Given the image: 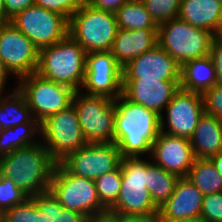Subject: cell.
Returning <instances> with one entry per match:
<instances>
[{"instance_id": "cell-1", "label": "cell", "mask_w": 222, "mask_h": 222, "mask_svg": "<svg viewBox=\"0 0 222 222\" xmlns=\"http://www.w3.org/2000/svg\"><path fill=\"white\" fill-rule=\"evenodd\" d=\"M115 102L114 143L121 158L150 157L160 133V116L120 95Z\"/></svg>"}, {"instance_id": "cell-2", "label": "cell", "mask_w": 222, "mask_h": 222, "mask_svg": "<svg viewBox=\"0 0 222 222\" xmlns=\"http://www.w3.org/2000/svg\"><path fill=\"white\" fill-rule=\"evenodd\" d=\"M55 165L56 162L39 141L1 156L0 174L12 179L24 194L32 197L50 189Z\"/></svg>"}, {"instance_id": "cell-3", "label": "cell", "mask_w": 222, "mask_h": 222, "mask_svg": "<svg viewBox=\"0 0 222 222\" xmlns=\"http://www.w3.org/2000/svg\"><path fill=\"white\" fill-rule=\"evenodd\" d=\"M86 52L69 34L39 50L37 73L54 82L80 90L85 77Z\"/></svg>"}, {"instance_id": "cell-4", "label": "cell", "mask_w": 222, "mask_h": 222, "mask_svg": "<svg viewBox=\"0 0 222 222\" xmlns=\"http://www.w3.org/2000/svg\"><path fill=\"white\" fill-rule=\"evenodd\" d=\"M63 208L82 214L87 220L108 214L99 200L95 180L75 176L56 163L50 189Z\"/></svg>"}, {"instance_id": "cell-5", "label": "cell", "mask_w": 222, "mask_h": 222, "mask_svg": "<svg viewBox=\"0 0 222 222\" xmlns=\"http://www.w3.org/2000/svg\"><path fill=\"white\" fill-rule=\"evenodd\" d=\"M117 30L115 13L94 8L87 1L69 19L68 34L86 53L111 51Z\"/></svg>"}, {"instance_id": "cell-6", "label": "cell", "mask_w": 222, "mask_h": 222, "mask_svg": "<svg viewBox=\"0 0 222 222\" xmlns=\"http://www.w3.org/2000/svg\"><path fill=\"white\" fill-rule=\"evenodd\" d=\"M158 45L164 49L179 65L209 55L215 35L174 18L158 25Z\"/></svg>"}, {"instance_id": "cell-7", "label": "cell", "mask_w": 222, "mask_h": 222, "mask_svg": "<svg viewBox=\"0 0 222 222\" xmlns=\"http://www.w3.org/2000/svg\"><path fill=\"white\" fill-rule=\"evenodd\" d=\"M147 158H122L119 197L108 214L139 215L159 212L147 190Z\"/></svg>"}, {"instance_id": "cell-8", "label": "cell", "mask_w": 222, "mask_h": 222, "mask_svg": "<svg viewBox=\"0 0 222 222\" xmlns=\"http://www.w3.org/2000/svg\"><path fill=\"white\" fill-rule=\"evenodd\" d=\"M17 89L39 123L71 106L76 91L67 85L46 79L37 72L18 79Z\"/></svg>"}, {"instance_id": "cell-9", "label": "cell", "mask_w": 222, "mask_h": 222, "mask_svg": "<svg viewBox=\"0 0 222 222\" xmlns=\"http://www.w3.org/2000/svg\"><path fill=\"white\" fill-rule=\"evenodd\" d=\"M73 104L87 143L114 142L116 109L113 99L77 90Z\"/></svg>"}, {"instance_id": "cell-10", "label": "cell", "mask_w": 222, "mask_h": 222, "mask_svg": "<svg viewBox=\"0 0 222 222\" xmlns=\"http://www.w3.org/2000/svg\"><path fill=\"white\" fill-rule=\"evenodd\" d=\"M40 137L56 163L87 144L74 104L44 119L40 123Z\"/></svg>"}, {"instance_id": "cell-11", "label": "cell", "mask_w": 222, "mask_h": 222, "mask_svg": "<svg viewBox=\"0 0 222 222\" xmlns=\"http://www.w3.org/2000/svg\"><path fill=\"white\" fill-rule=\"evenodd\" d=\"M18 30L40 50L61 41L68 35L69 21L62 15L33 5L10 19Z\"/></svg>"}, {"instance_id": "cell-12", "label": "cell", "mask_w": 222, "mask_h": 222, "mask_svg": "<svg viewBox=\"0 0 222 222\" xmlns=\"http://www.w3.org/2000/svg\"><path fill=\"white\" fill-rule=\"evenodd\" d=\"M0 58L18 80L37 71L39 49L12 23H0Z\"/></svg>"}, {"instance_id": "cell-13", "label": "cell", "mask_w": 222, "mask_h": 222, "mask_svg": "<svg viewBox=\"0 0 222 222\" xmlns=\"http://www.w3.org/2000/svg\"><path fill=\"white\" fill-rule=\"evenodd\" d=\"M122 70L111 51L86 53L85 77L80 90L114 100L122 95Z\"/></svg>"}, {"instance_id": "cell-14", "label": "cell", "mask_w": 222, "mask_h": 222, "mask_svg": "<svg viewBox=\"0 0 222 222\" xmlns=\"http://www.w3.org/2000/svg\"><path fill=\"white\" fill-rule=\"evenodd\" d=\"M203 113L202 94L180 88L160 116V131L190 139Z\"/></svg>"}, {"instance_id": "cell-15", "label": "cell", "mask_w": 222, "mask_h": 222, "mask_svg": "<svg viewBox=\"0 0 222 222\" xmlns=\"http://www.w3.org/2000/svg\"><path fill=\"white\" fill-rule=\"evenodd\" d=\"M116 143H87L60 163L73 175L96 180L115 170L121 162Z\"/></svg>"}, {"instance_id": "cell-16", "label": "cell", "mask_w": 222, "mask_h": 222, "mask_svg": "<svg viewBox=\"0 0 222 222\" xmlns=\"http://www.w3.org/2000/svg\"><path fill=\"white\" fill-rule=\"evenodd\" d=\"M180 71L179 63L157 44L123 67L122 80L180 81Z\"/></svg>"}, {"instance_id": "cell-17", "label": "cell", "mask_w": 222, "mask_h": 222, "mask_svg": "<svg viewBox=\"0 0 222 222\" xmlns=\"http://www.w3.org/2000/svg\"><path fill=\"white\" fill-rule=\"evenodd\" d=\"M151 160L179 178L187 177L195 156L190 139L172 136L160 131L152 144Z\"/></svg>"}, {"instance_id": "cell-18", "label": "cell", "mask_w": 222, "mask_h": 222, "mask_svg": "<svg viewBox=\"0 0 222 222\" xmlns=\"http://www.w3.org/2000/svg\"><path fill=\"white\" fill-rule=\"evenodd\" d=\"M180 89V81L156 79L122 80V95L131 102L141 104L159 116Z\"/></svg>"}, {"instance_id": "cell-19", "label": "cell", "mask_w": 222, "mask_h": 222, "mask_svg": "<svg viewBox=\"0 0 222 222\" xmlns=\"http://www.w3.org/2000/svg\"><path fill=\"white\" fill-rule=\"evenodd\" d=\"M203 194L187 178H179L174 193L159 208L163 222H178L199 217L202 210Z\"/></svg>"}, {"instance_id": "cell-20", "label": "cell", "mask_w": 222, "mask_h": 222, "mask_svg": "<svg viewBox=\"0 0 222 222\" xmlns=\"http://www.w3.org/2000/svg\"><path fill=\"white\" fill-rule=\"evenodd\" d=\"M158 29L127 30L118 28L111 49L117 63L123 68L131 60L158 44Z\"/></svg>"}, {"instance_id": "cell-21", "label": "cell", "mask_w": 222, "mask_h": 222, "mask_svg": "<svg viewBox=\"0 0 222 222\" xmlns=\"http://www.w3.org/2000/svg\"><path fill=\"white\" fill-rule=\"evenodd\" d=\"M178 18L219 36L222 30L220 0H181Z\"/></svg>"}, {"instance_id": "cell-22", "label": "cell", "mask_w": 222, "mask_h": 222, "mask_svg": "<svg viewBox=\"0 0 222 222\" xmlns=\"http://www.w3.org/2000/svg\"><path fill=\"white\" fill-rule=\"evenodd\" d=\"M195 158L210 159L222 150V122L204 112L190 138Z\"/></svg>"}, {"instance_id": "cell-23", "label": "cell", "mask_w": 222, "mask_h": 222, "mask_svg": "<svg viewBox=\"0 0 222 222\" xmlns=\"http://www.w3.org/2000/svg\"><path fill=\"white\" fill-rule=\"evenodd\" d=\"M217 84L213 62L209 55L181 65L180 88L203 94Z\"/></svg>"}, {"instance_id": "cell-24", "label": "cell", "mask_w": 222, "mask_h": 222, "mask_svg": "<svg viewBox=\"0 0 222 222\" xmlns=\"http://www.w3.org/2000/svg\"><path fill=\"white\" fill-rule=\"evenodd\" d=\"M14 86L9 93L0 94V125L2 128H12L24 123H39L33 117L24 96L18 91L17 81Z\"/></svg>"}, {"instance_id": "cell-25", "label": "cell", "mask_w": 222, "mask_h": 222, "mask_svg": "<svg viewBox=\"0 0 222 222\" xmlns=\"http://www.w3.org/2000/svg\"><path fill=\"white\" fill-rule=\"evenodd\" d=\"M147 158V190L154 204L160 208L174 193L179 177L169 173Z\"/></svg>"}, {"instance_id": "cell-26", "label": "cell", "mask_w": 222, "mask_h": 222, "mask_svg": "<svg viewBox=\"0 0 222 222\" xmlns=\"http://www.w3.org/2000/svg\"><path fill=\"white\" fill-rule=\"evenodd\" d=\"M115 18L120 29H158L142 0H128L115 12Z\"/></svg>"}, {"instance_id": "cell-27", "label": "cell", "mask_w": 222, "mask_h": 222, "mask_svg": "<svg viewBox=\"0 0 222 222\" xmlns=\"http://www.w3.org/2000/svg\"><path fill=\"white\" fill-rule=\"evenodd\" d=\"M38 137H40V123H24L3 129L0 135V157L16 149L38 143L40 140Z\"/></svg>"}, {"instance_id": "cell-28", "label": "cell", "mask_w": 222, "mask_h": 222, "mask_svg": "<svg viewBox=\"0 0 222 222\" xmlns=\"http://www.w3.org/2000/svg\"><path fill=\"white\" fill-rule=\"evenodd\" d=\"M187 178L203 195L222 192V176L210 159L195 158Z\"/></svg>"}, {"instance_id": "cell-29", "label": "cell", "mask_w": 222, "mask_h": 222, "mask_svg": "<svg viewBox=\"0 0 222 222\" xmlns=\"http://www.w3.org/2000/svg\"><path fill=\"white\" fill-rule=\"evenodd\" d=\"M37 205L45 222H86L87 219L80 213L63 208L53 193L46 192L30 197Z\"/></svg>"}, {"instance_id": "cell-30", "label": "cell", "mask_w": 222, "mask_h": 222, "mask_svg": "<svg viewBox=\"0 0 222 222\" xmlns=\"http://www.w3.org/2000/svg\"><path fill=\"white\" fill-rule=\"evenodd\" d=\"M121 181V165H119L115 170L108 172L95 180L99 200L107 210L116 203L119 197Z\"/></svg>"}, {"instance_id": "cell-31", "label": "cell", "mask_w": 222, "mask_h": 222, "mask_svg": "<svg viewBox=\"0 0 222 222\" xmlns=\"http://www.w3.org/2000/svg\"><path fill=\"white\" fill-rule=\"evenodd\" d=\"M0 222H45L35 202L28 197L23 203L5 211Z\"/></svg>"}, {"instance_id": "cell-32", "label": "cell", "mask_w": 222, "mask_h": 222, "mask_svg": "<svg viewBox=\"0 0 222 222\" xmlns=\"http://www.w3.org/2000/svg\"><path fill=\"white\" fill-rule=\"evenodd\" d=\"M157 25L178 17L181 0H142Z\"/></svg>"}, {"instance_id": "cell-33", "label": "cell", "mask_w": 222, "mask_h": 222, "mask_svg": "<svg viewBox=\"0 0 222 222\" xmlns=\"http://www.w3.org/2000/svg\"><path fill=\"white\" fill-rule=\"evenodd\" d=\"M27 198L28 196L13 183L12 179L0 174V216Z\"/></svg>"}, {"instance_id": "cell-34", "label": "cell", "mask_w": 222, "mask_h": 222, "mask_svg": "<svg viewBox=\"0 0 222 222\" xmlns=\"http://www.w3.org/2000/svg\"><path fill=\"white\" fill-rule=\"evenodd\" d=\"M35 5L64 16L68 21L86 0H34Z\"/></svg>"}, {"instance_id": "cell-35", "label": "cell", "mask_w": 222, "mask_h": 222, "mask_svg": "<svg viewBox=\"0 0 222 222\" xmlns=\"http://www.w3.org/2000/svg\"><path fill=\"white\" fill-rule=\"evenodd\" d=\"M200 216L206 222H222V192L203 195Z\"/></svg>"}, {"instance_id": "cell-36", "label": "cell", "mask_w": 222, "mask_h": 222, "mask_svg": "<svg viewBox=\"0 0 222 222\" xmlns=\"http://www.w3.org/2000/svg\"><path fill=\"white\" fill-rule=\"evenodd\" d=\"M204 112L222 122V85L215 84L203 94Z\"/></svg>"}, {"instance_id": "cell-37", "label": "cell", "mask_w": 222, "mask_h": 222, "mask_svg": "<svg viewBox=\"0 0 222 222\" xmlns=\"http://www.w3.org/2000/svg\"><path fill=\"white\" fill-rule=\"evenodd\" d=\"M209 56L213 62L217 84L222 85V38L215 36L212 40Z\"/></svg>"}, {"instance_id": "cell-38", "label": "cell", "mask_w": 222, "mask_h": 222, "mask_svg": "<svg viewBox=\"0 0 222 222\" xmlns=\"http://www.w3.org/2000/svg\"><path fill=\"white\" fill-rule=\"evenodd\" d=\"M35 5L34 0H4L5 23L10 22L17 13Z\"/></svg>"}, {"instance_id": "cell-39", "label": "cell", "mask_w": 222, "mask_h": 222, "mask_svg": "<svg viewBox=\"0 0 222 222\" xmlns=\"http://www.w3.org/2000/svg\"><path fill=\"white\" fill-rule=\"evenodd\" d=\"M115 222H163L159 212L139 215H117L110 214Z\"/></svg>"}, {"instance_id": "cell-40", "label": "cell", "mask_w": 222, "mask_h": 222, "mask_svg": "<svg viewBox=\"0 0 222 222\" xmlns=\"http://www.w3.org/2000/svg\"><path fill=\"white\" fill-rule=\"evenodd\" d=\"M94 8L115 13L128 0H86Z\"/></svg>"}, {"instance_id": "cell-41", "label": "cell", "mask_w": 222, "mask_h": 222, "mask_svg": "<svg viewBox=\"0 0 222 222\" xmlns=\"http://www.w3.org/2000/svg\"><path fill=\"white\" fill-rule=\"evenodd\" d=\"M9 76L12 77L13 75L0 58V94L6 90V85L8 83L7 79H9Z\"/></svg>"}, {"instance_id": "cell-42", "label": "cell", "mask_w": 222, "mask_h": 222, "mask_svg": "<svg viewBox=\"0 0 222 222\" xmlns=\"http://www.w3.org/2000/svg\"><path fill=\"white\" fill-rule=\"evenodd\" d=\"M210 160L215 166L217 172L222 176V152H219L215 156L211 157Z\"/></svg>"}, {"instance_id": "cell-43", "label": "cell", "mask_w": 222, "mask_h": 222, "mask_svg": "<svg viewBox=\"0 0 222 222\" xmlns=\"http://www.w3.org/2000/svg\"><path fill=\"white\" fill-rule=\"evenodd\" d=\"M86 222H115V220L110 214H106L103 216L91 218Z\"/></svg>"}, {"instance_id": "cell-44", "label": "cell", "mask_w": 222, "mask_h": 222, "mask_svg": "<svg viewBox=\"0 0 222 222\" xmlns=\"http://www.w3.org/2000/svg\"><path fill=\"white\" fill-rule=\"evenodd\" d=\"M0 23H5V6H4V0H0Z\"/></svg>"}, {"instance_id": "cell-45", "label": "cell", "mask_w": 222, "mask_h": 222, "mask_svg": "<svg viewBox=\"0 0 222 222\" xmlns=\"http://www.w3.org/2000/svg\"><path fill=\"white\" fill-rule=\"evenodd\" d=\"M178 222H206V221L201 216H199V217L188 218Z\"/></svg>"}, {"instance_id": "cell-46", "label": "cell", "mask_w": 222, "mask_h": 222, "mask_svg": "<svg viewBox=\"0 0 222 222\" xmlns=\"http://www.w3.org/2000/svg\"><path fill=\"white\" fill-rule=\"evenodd\" d=\"M2 131H3V128H2V126L0 125V135H1Z\"/></svg>"}, {"instance_id": "cell-47", "label": "cell", "mask_w": 222, "mask_h": 222, "mask_svg": "<svg viewBox=\"0 0 222 222\" xmlns=\"http://www.w3.org/2000/svg\"><path fill=\"white\" fill-rule=\"evenodd\" d=\"M219 37H221V38H222V30H221V32H220V34H219Z\"/></svg>"}]
</instances>
